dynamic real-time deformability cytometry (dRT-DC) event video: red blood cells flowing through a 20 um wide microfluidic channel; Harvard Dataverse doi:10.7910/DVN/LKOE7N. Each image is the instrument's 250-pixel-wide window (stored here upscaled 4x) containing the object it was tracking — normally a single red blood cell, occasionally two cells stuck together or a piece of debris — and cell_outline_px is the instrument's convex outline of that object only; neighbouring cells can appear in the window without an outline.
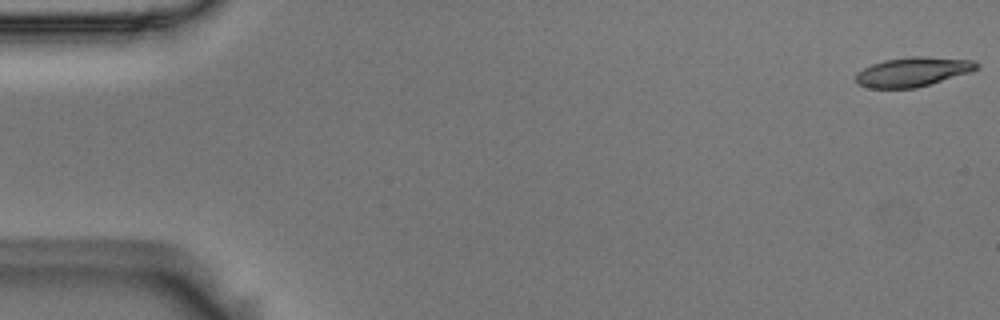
{"species": "Egyptian fruit bat (a non-hibernating species)", "species_latin": "Rousettus aegyptiacus", "temperature_condition": "room temperature", "stored_images_in_passage": 55, "camera_frame_rate_fps": 3000, "um_per_image_px": 0.085, "animal": {"sex": "male"}, "frame": {"image": 1, "passage_image": 1, "time_ms": 0.0, "image_size_px": [1000, 320], "cell_outline_px": [[980, 68], [972, 72], [916, 88], [868, 88], [856, 84], [856, 72], [872, 64], [884, 60], [912, 56], [920, 56], [972, 60], [980, 64]], "centroid_in_image_um": [77.6, 6.11], "position_along_channel_um": 7.4, "area_um2": 20.81}}
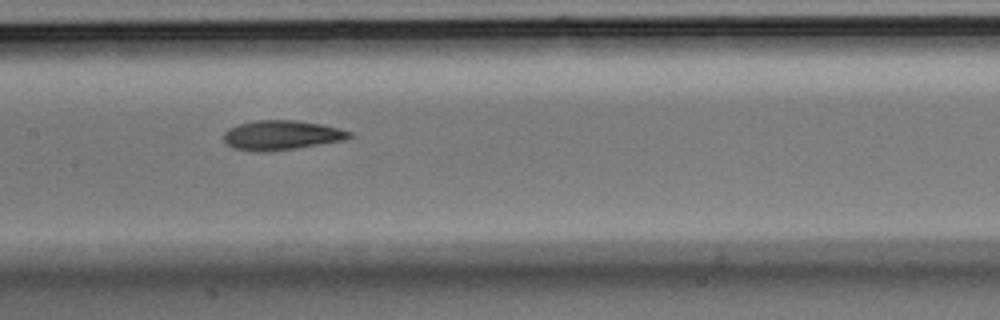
{"frame": {"image": 2, "passage_image": 27, "time_ms": 8.667, "image_size_px": [1000, 320], "cell_outline_px": [[352, 136], [344, 140], [296, 148], [264, 152], [260, 152], [232, 148], [224, 140], [224, 132], [228, 128], [240, 124], [256, 120], [296, 120], [320, 124], [352, 132]], "centroid_in_image_um": [23.9, 11.49], "position_along_channel_um": 183.5, "area_um2": 21.44}}
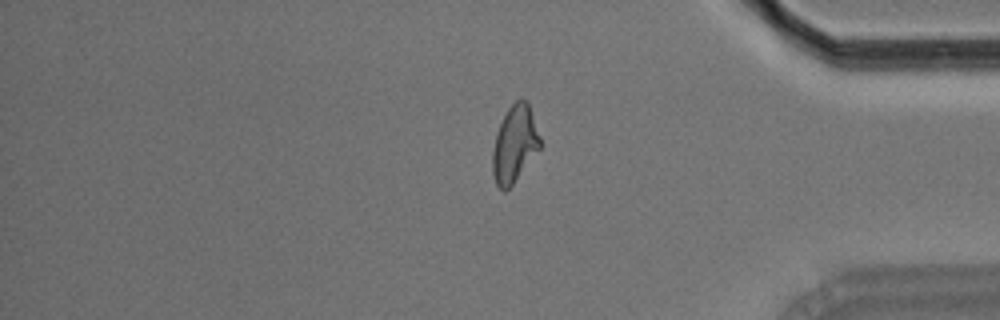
{"frame": {"image": 3, "passage_image": 46, "time_ms": 15.0, "image_size_px": [1000, 320], "cell_outline_px": [[540, 148], [512, 184], [504, 192], [496, 184], [492, 172], [492, 152], [496, 132], [508, 108], [520, 96], [528, 100], [540, 136]], "centroid_in_image_um": [43.74, 12.2], "position_along_channel_um": 391.5, "area_um2": 21.21}, "authors_computed_cell_mechanics": {"area_um2": 21.386, "velocity_mm_per_s": 3.6434, "shape_relaxation_time_tau1_ms": 5.6927, "shape_relaxation_time_tau2_ms": 3.2222, "deformation_change_tau1": 0.2024, "deformation_change_tau2": 0.111}}